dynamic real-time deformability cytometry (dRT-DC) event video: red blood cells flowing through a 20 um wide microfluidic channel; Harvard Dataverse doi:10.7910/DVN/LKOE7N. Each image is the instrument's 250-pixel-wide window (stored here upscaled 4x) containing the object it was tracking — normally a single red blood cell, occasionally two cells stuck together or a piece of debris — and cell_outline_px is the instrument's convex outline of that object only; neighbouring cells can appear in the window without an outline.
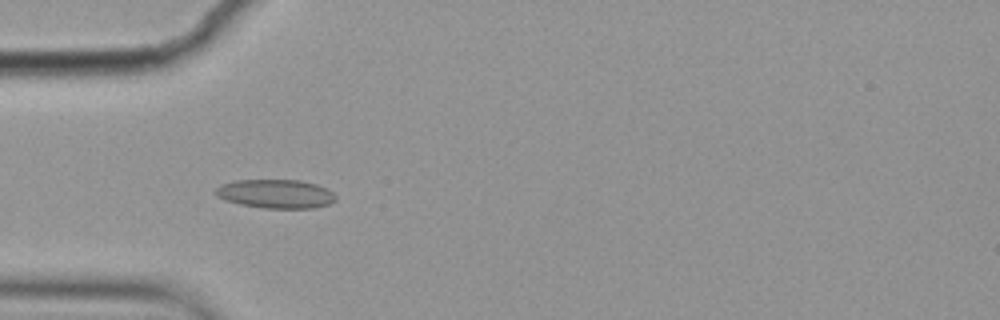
{"species": "common noctule bat (a hibernating species)", "species_latin": "Nyctalus noctula", "temperature_condition": "cold", "stored_images_in_passage": 5, "camera_frame_rate_fps": 3000, "um_per_image_px": 0.085, "animal": {"sex": "female", "body_mass_g": 19.9}, "frame": {"image": 1, "passage_image": 2, "time_ms": 0.333, "image_size_px": [1000, 320], "cell_outline_px": [[336, 200], [328, 204], [312, 208], [264, 208], [240, 204], [224, 200], [216, 196], [216, 188], [220, 184], [236, 180], [300, 180], [316, 184], [328, 188], [336, 196]], "centroid_in_image_um": [23.43, 16.47], "position_along_channel_um": 61.6, "area_um2": 20.23}}